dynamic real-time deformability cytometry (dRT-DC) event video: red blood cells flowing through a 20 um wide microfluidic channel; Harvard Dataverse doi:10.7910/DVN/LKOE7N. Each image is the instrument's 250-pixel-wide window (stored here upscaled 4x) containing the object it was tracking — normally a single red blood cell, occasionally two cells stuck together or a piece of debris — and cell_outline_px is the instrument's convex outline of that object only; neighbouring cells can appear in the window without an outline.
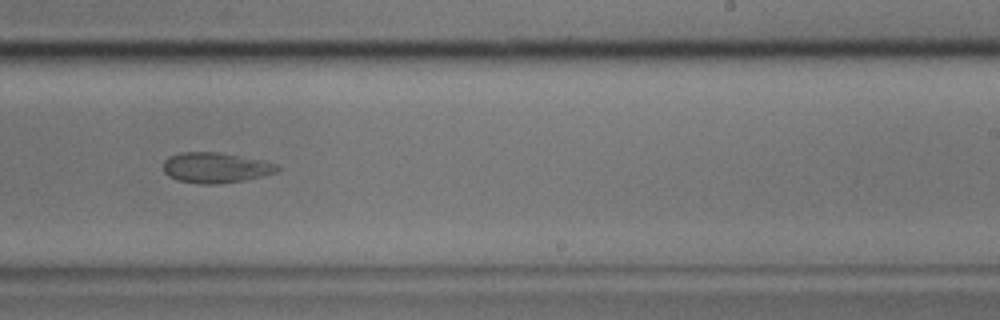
{"species": "common noctule bat (a hibernating species)", "species_latin": "Nyctalus noctula", "temperature_condition": "cold", "stored_images_in_passage": 13, "camera_frame_rate_fps": 3000, "um_per_image_px": 0.085, "animal": {"sex": "male", "body_mass_g": 17.9}, "frame": {"image": 1, "passage_image": 8, "time_ms": 2.333, "image_size_px": [1000, 320], "cell_outline_px": [[280, 172], [264, 176], [244, 180], [212, 184], [200, 184], [176, 180], [168, 176], [164, 172], [164, 160], [168, 156], [180, 152], [220, 152], [264, 160], [280, 164]], "centroid_in_image_um": [18.37, 14.24], "position_along_channel_um": 270.6, "area_um2": 20.58}}
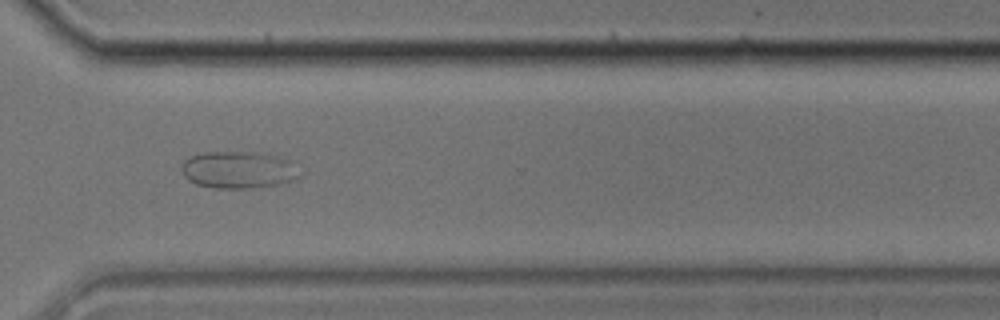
{"frame": {"image": 2, "passage_image": 10, "time_ms": 3.0, "image_size_px": [1000, 320], "cell_outline_px": [[304, 176], [280, 184], [248, 188], [216, 188], [196, 184], [188, 180], [184, 176], [180, 168], [184, 160], [188, 156], [204, 152], [256, 152], [280, 156], [296, 160], [304, 172]], "centroid_in_image_um": [20.38, 14.42], "position_along_channel_um": 350.2, "area_um2": 26.41}}